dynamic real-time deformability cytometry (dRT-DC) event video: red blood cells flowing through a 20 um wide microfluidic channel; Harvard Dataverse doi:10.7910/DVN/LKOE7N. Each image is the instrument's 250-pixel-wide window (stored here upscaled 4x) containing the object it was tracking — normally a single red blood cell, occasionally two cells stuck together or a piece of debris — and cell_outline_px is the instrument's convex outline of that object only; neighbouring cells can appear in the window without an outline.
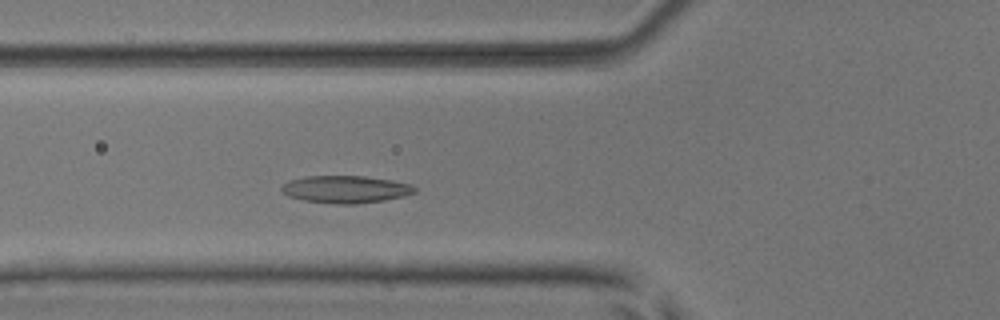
{"species": "common noctule bat (a hibernating species)", "species_latin": "Nyctalus noctula", "temperature_condition": "room temperature", "stored_images_in_passage": 46, "camera_frame_rate_fps": 3000, "um_per_image_px": 0.085, "animal": {"sex": "male", "body_mass_g": 17.9, "forearm_length_mm": 54.2}, "frame": {"image": 1, "passage_image": 14, "time_ms": 4.333, "image_size_px": [1000, 320], "cell_outline_px": [[416, 192], [404, 196], [384, 200], [356, 204], [336, 204], [304, 200], [288, 196], [280, 192], [280, 188], [288, 180], [304, 176], [364, 176], [392, 180], [412, 184], [416, 188]], "centroid_in_image_um": [29.36, 16.09], "position_along_channel_um": 96.4, "area_um2": 21.39}}
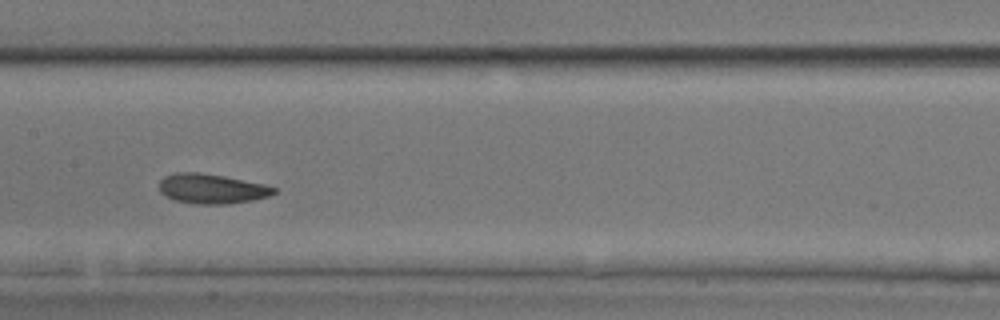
{"frame": {"image": 2, "passage_image": 21, "time_ms": 6.667, "image_size_px": [1000, 320], "cell_outline_px": [[276, 192], [268, 196], [252, 200], [228, 204], [196, 204], [176, 200], [160, 192], [160, 180], [164, 176], [176, 172], [200, 172], [224, 176], [264, 184], [276, 188]], "centroid_in_image_um": [17.99, 16.03], "position_along_channel_um": 189.4, "area_um2": 19.77}}
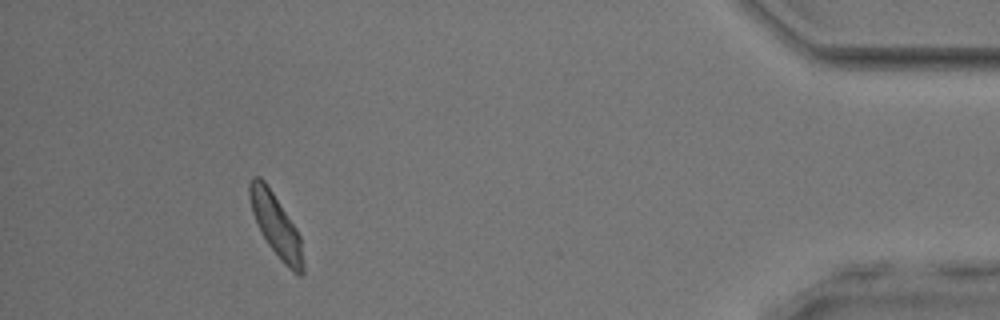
{"frame": {"image": 3, "passage_image": 42, "time_ms": 13.667, "image_size_px": [1000, 320], "cell_outline_px": [[304, 272], [300, 276], [292, 272], [280, 260], [268, 244], [252, 212], [248, 196], [248, 184], [252, 176], [260, 176], [264, 180], [296, 228], [300, 236], [304, 264]], "centroid_in_image_um": [23.46, 19.16], "position_along_channel_um": 411.7, "area_um2": 19.31}, "authors_computed_cell_mechanics": {"area_um2": 19.9121, "velocity_mm_per_s": 3.9937, "shape_relaxation_time_tau1_ms": 2.7781, "shape_relaxation_time_tau2_ms": 3.0959, "deformation_change_tau1": 0.0911, "deformation_change_tau2": 0.0978}}